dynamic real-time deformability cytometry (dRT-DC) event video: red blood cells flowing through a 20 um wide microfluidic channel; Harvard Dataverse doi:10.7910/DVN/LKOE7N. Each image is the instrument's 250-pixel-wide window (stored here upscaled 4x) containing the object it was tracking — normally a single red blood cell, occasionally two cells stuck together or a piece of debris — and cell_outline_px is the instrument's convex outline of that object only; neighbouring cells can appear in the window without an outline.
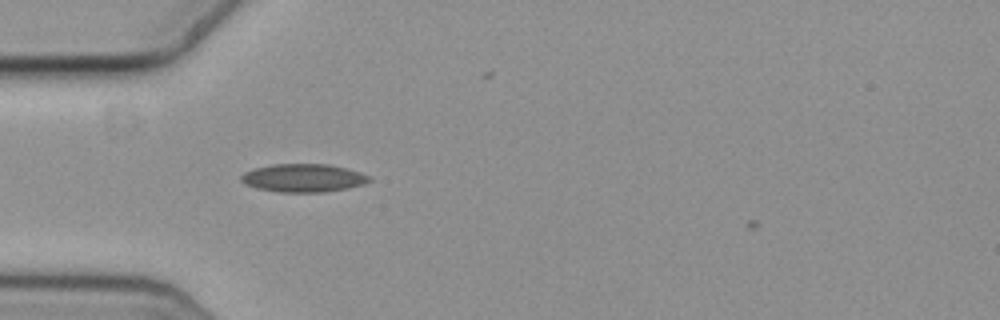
{"species": "common noctule bat (a hibernating species)", "species_latin": "Nyctalus noctula", "temperature_condition": "cold", "stored_images_in_passage": 44, "camera_frame_rate_fps": 3000, "um_per_image_px": 0.085, "animal": {"sex": "female", "body_mass_g": 19.3, "forearm_length_mm": 54.1}, "frame": {"image": 1, "passage_image": 8, "time_ms": 2.333, "image_size_px": [1000, 320], "cell_outline_px": [[372, 180], [364, 184], [348, 188], [324, 192], [280, 192], [256, 188], [240, 180], [240, 176], [244, 172], [256, 168], [276, 164], [328, 164], [360, 172], [368, 176]], "centroid_in_image_um": [25.79, 15.13], "position_along_channel_um": 59.2, "area_um2": 20.81}}
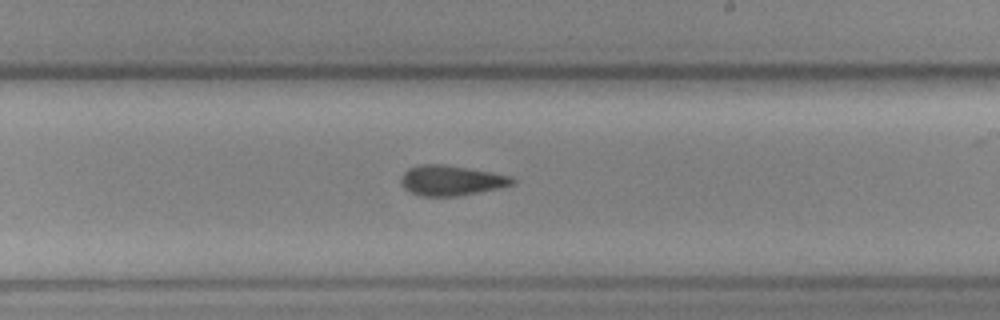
{"frame": {"image": 2, "passage_image": 24, "time_ms": 7.667, "image_size_px": [1000, 320], "cell_outline_px": [[516, 184], [460, 196], [420, 196], [408, 192], [404, 188], [400, 180], [400, 176], [408, 168], [420, 164], [444, 164], [492, 172], [512, 176], [516, 180]], "centroid_in_image_um": [38.34, 15.34], "position_along_channel_um": 250.7, "area_um2": 19.83}}
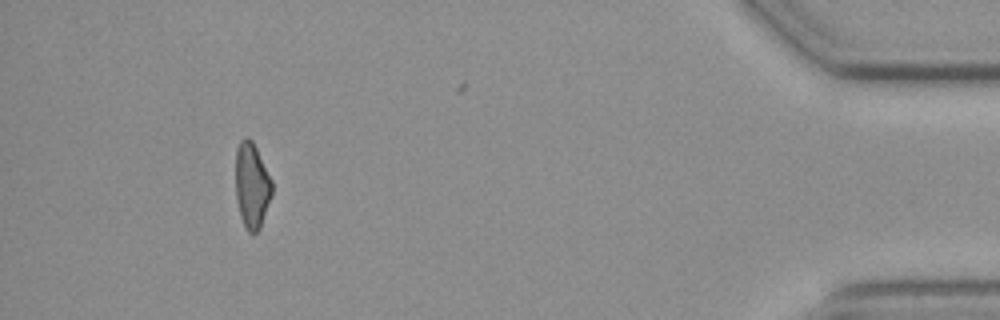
{"frame": {"image": 3, "passage_image": 43, "time_ms": 14.0, "image_size_px": [1000, 320], "cell_outline_px": [[272, 192], [260, 228], [256, 232], [248, 232], [240, 216], [236, 196], [236, 148], [240, 140], [244, 136], [248, 136], [252, 140], [272, 180]], "centroid_in_image_um": [21.39, 15.72], "position_along_channel_um": 413.8, "area_um2": 17.98}}